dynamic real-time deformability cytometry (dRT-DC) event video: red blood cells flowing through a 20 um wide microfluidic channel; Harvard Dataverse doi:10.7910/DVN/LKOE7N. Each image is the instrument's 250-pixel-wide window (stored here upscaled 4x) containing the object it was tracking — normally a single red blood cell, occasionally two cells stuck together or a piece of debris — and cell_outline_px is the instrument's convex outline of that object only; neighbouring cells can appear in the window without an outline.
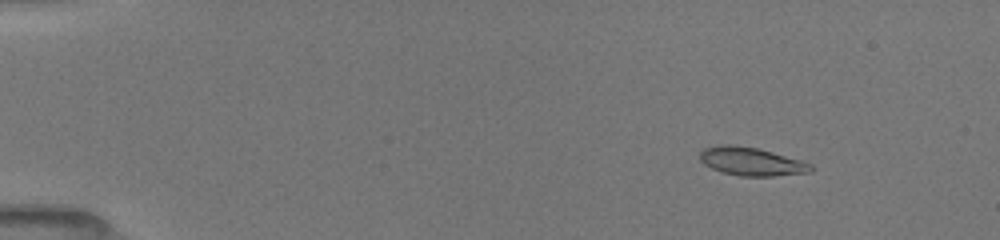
{"species": "common noctule bat (a hibernating species)", "species_latin": "Nyctalus noctula", "temperature_condition": "room temperature", "stored_images_in_passage": 11, "camera_frame_rate_fps": 3000, "um_per_image_px": 0.085, "animal": {"sex": "female", "body_mass_g": 19.5, "forearm_length_mm": 54.1}, "frame": {"image": 1, "passage_image": 4, "time_ms": 2.0, "image_size_px": [1000, 240], "cell_outline_px": [[812, 172], [772, 176], [740, 176], [724, 172], [712, 168], [704, 164], [700, 160], [700, 152], [704, 148], [720, 144], [732, 144], [756, 148], [772, 152], [800, 160], [812, 164]], "centroid_in_image_um": [63.85, 13.72], "position_along_channel_um": 21.1, "area_um2": 18.15}}
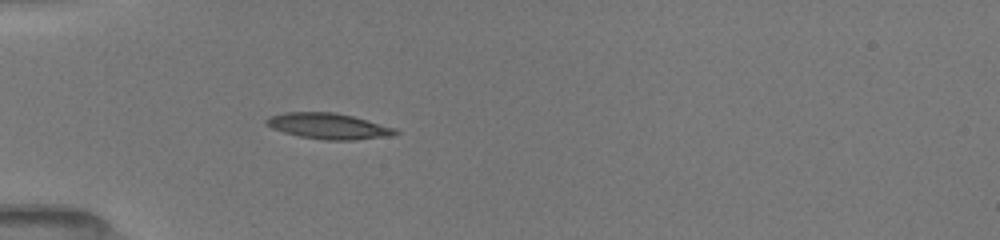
{"frame": {"image": 2, "passage_image": 9, "time_ms": 5.333, "image_size_px": [1000, 240], "cell_outline_px": [[400, 132], [392, 136], [356, 140], [324, 140], [300, 136], [284, 132], [272, 128], [264, 124], [264, 120], [268, 116], [284, 112], [336, 112], [352, 116], [396, 128]], "centroid_in_image_um": [27.91, 10.72], "position_along_channel_um": 57.1, "area_um2": 19.59}}
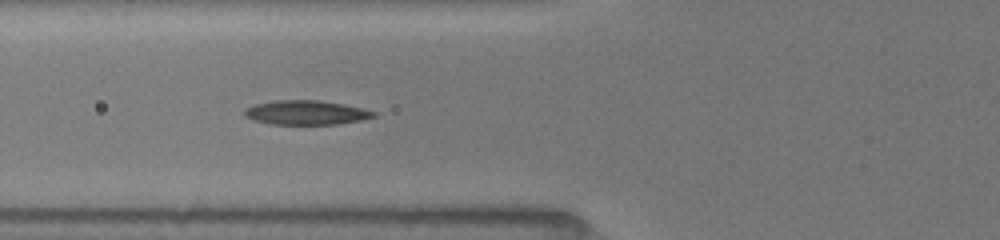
{"frame": {"image": 3, "passage_image": 11, "time_ms": 6.667, "image_size_px": [1000, 240], "cell_outline_px": [[376, 116], [360, 120], [336, 124], [268, 124], [252, 120], [244, 116], [244, 112], [248, 108], [256, 104], [276, 100], [316, 100], [344, 104], [376, 112]], "centroid_in_image_um": [25.99, 9.57], "position_along_channel_um": 99.8, "area_um2": 18.09}}